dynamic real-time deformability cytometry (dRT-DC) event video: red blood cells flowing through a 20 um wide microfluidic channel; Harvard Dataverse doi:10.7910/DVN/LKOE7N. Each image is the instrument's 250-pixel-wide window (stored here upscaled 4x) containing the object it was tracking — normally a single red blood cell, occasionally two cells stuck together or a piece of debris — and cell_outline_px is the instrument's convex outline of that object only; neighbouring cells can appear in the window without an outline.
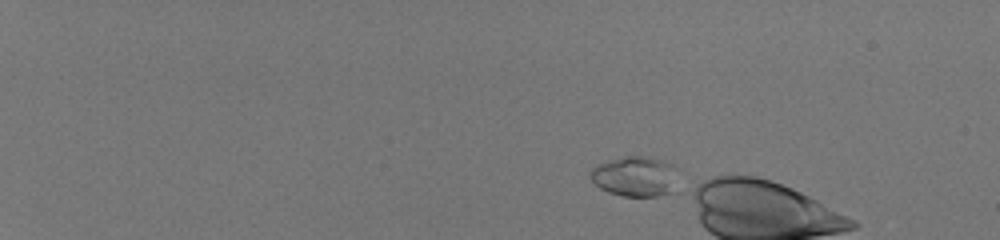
{"species": "human", "species_latin": "Homo sapiens", "temperature_condition": "room temperature", "stored_images_in_passage": 9, "camera_frame_rate_fps": 3000, "um_per_image_px": 0.085, "donor": {"sex": "male"}, "frame": {"image": 1, "passage_image": 2, "time_ms": 0.333, "image_size_px": [1000, 240], "cell_outline_px": [[676, 168], [672, 192], [656, 196], [624, 196], [608, 192], [600, 188], [588, 176], [588, 172], [596, 164], [608, 160], [624, 156], [644, 156], [660, 160], [672, 164]], "centroid_in_image_um": [53.91, 14.98], "position_along_channel_um": 31.1, "area_um2": 20.46}}